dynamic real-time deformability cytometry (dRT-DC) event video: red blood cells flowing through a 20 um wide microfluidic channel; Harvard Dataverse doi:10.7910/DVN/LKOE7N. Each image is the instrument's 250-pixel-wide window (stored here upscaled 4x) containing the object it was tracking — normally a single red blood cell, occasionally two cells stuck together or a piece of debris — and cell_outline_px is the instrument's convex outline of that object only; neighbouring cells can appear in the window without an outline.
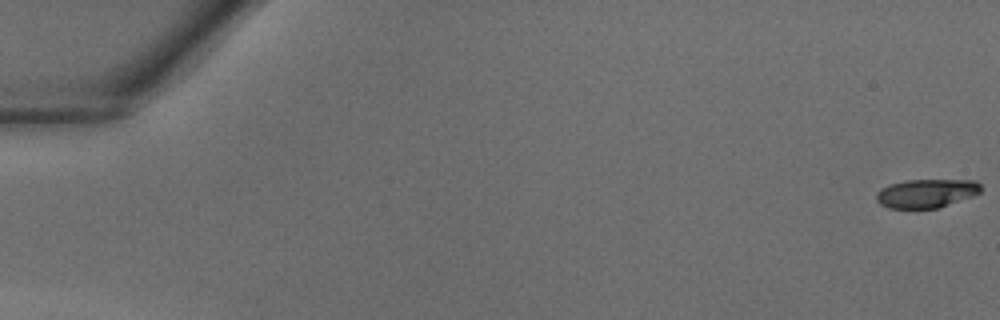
{"species": "common noctule bat (a hibernating species)", "species_latin": "Nyctalus noctula", "temperature_condition": "warm", "stored_images_in_passage": 41, "camera_frame_rate_fps": 3000, "um_per_image_px": 0.085, "animal": {"sex": "male", "body_mass_g": 18.8}, "frame": {"image": 1, "passage_image": 1, "time_ms": 0.0, "image_size_px": [1000, 320], "cell_outline_px": [[980, 192], [972, 196], [936, 208], [888, 208], [880, 204], [876, 200], [876, 192], [880, 188], [888, 184], [904, 180], [976, 180], [980, 184]], "centroid_in_image_um": [78.69, 16.42], "position_along_channel_um": 6.3, "area_um2": 17.46}}
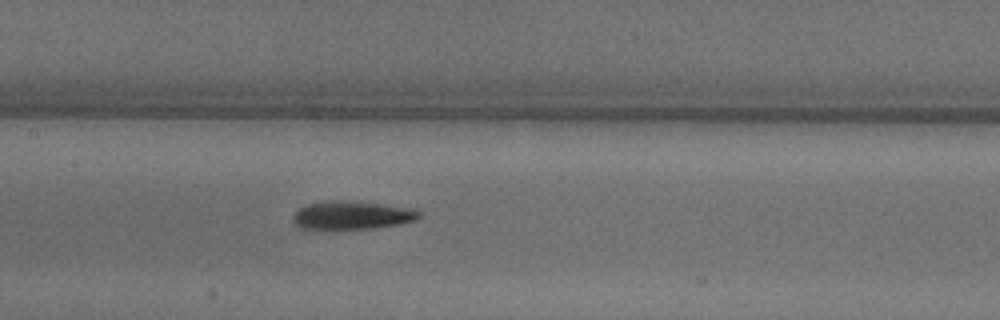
{"frame": {"image": 2, "passage_image": 21, "time_ms": 6.667, "image_size_px": [1000, 320], "cell_outline_px": [[420, 216], [416, 220], [400, 224], [372, 228], [312, 232], [300, 228], [292, 220], [292, 216], [300, 208], [308, 204], [332, 200], [352, 200], [416, 208], [420, 212]], "centroid_in_image_um": [29.87, 18.33], "position_along_channel_um": 177.5, "area_um2": 21.79}}
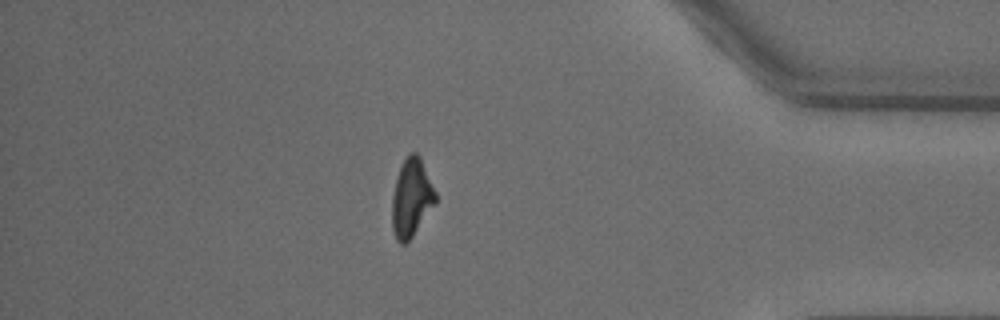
{"frame": {"image": 3, "passage_image": 36, "time_ms": 11.667, "image_size_px": [1000, 320], "cell_outline_px": [[436, 204], [412, 236], [404, 244], [400, 244], [396, 240], [392, 228], [392, 196], [396, 180], [400, 168], [408, 152], [416, 152], [420, 156], [436, 192]], "centroid_in_image_um": [34.98, 16.82], "position_along_channel_um": 400.2, "area_um2": 19.77}}